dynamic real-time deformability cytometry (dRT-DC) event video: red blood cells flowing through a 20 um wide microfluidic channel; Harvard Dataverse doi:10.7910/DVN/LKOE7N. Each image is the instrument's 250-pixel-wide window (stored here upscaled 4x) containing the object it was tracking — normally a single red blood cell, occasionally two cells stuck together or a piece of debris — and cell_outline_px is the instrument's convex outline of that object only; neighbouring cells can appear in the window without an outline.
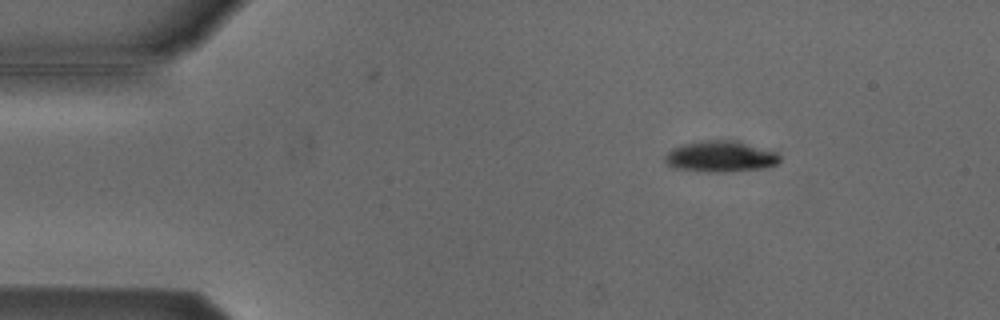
{"species": "Egyptian fruit bat (a non-hibernating species)", "species_latin": "Rousettus aegyptiacus", "temperature_condition": "cold", "stored_images_in_passage": 5, "camera_frame_rate_fps": 3000, "um_per_image_px": 0.085, "animal": {"sex": "male"}, "frame": {"image": 1, "passage_image": 3, "time_ms": 0.667, "image_size_px": [1000, 320], "cell_outline_px": [[780, 160], [776, 164], [760, 168], [724, 172], [708, 172], [676, 168], [668, 164], [664, 160], [664, 156], [672, 148], [684, 144], [704, 140], [740, 140], [776, 152], [780, 156]], "centroid_in_image_um": [61.25, 13.28], "position_along_channel_um": 23.8, "area_um2": 20.75}}